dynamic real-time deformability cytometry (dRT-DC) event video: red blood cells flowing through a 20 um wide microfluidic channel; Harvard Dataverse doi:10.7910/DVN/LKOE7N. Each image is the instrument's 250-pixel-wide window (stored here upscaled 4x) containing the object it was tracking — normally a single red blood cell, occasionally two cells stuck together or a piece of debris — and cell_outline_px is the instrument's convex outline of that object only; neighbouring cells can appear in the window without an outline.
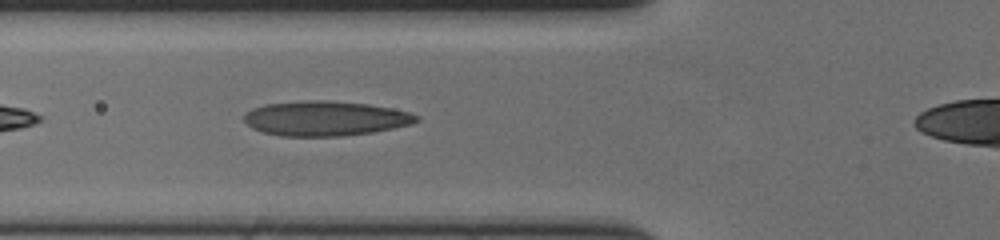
{"species": "human", "species_latin": "Homo sapiens", "temperature_condition": "cold", "stored_images_in_passage": 41, "camera_frame_rate_fps": 3000, "um_per_image_px": 0.085, "donor": {"sex": "female"}, "frame": {"image": 1, "passage_image": 10, "time_ms": 3.0, "image_size_px": [1000, 240], "cell_outline_px": [[420, 120], [412, 124], [372, 132], [340, 136], [280, 136], [260, 132], [252, 128], [244, 120], [244, 112], [252, 108], [264, 104], [304, 100], [332, 100], [368, 104], [392, 108], [408, 112], [420, 116]], "centroid_in_image_um": [27.62, 10.06], "position_along_channel_um": 98.2, "area_um2": 35.26}}
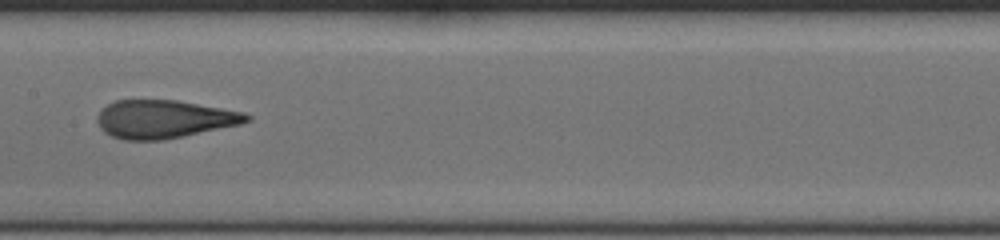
{"frame": {"image": 2, "passage_image": 18, "time_ms": 5.667, "image_size_px": [1000, 240], "cell_outline_px": [[252, 120], [240, 124], [164, 140], [124, 140], [112, 136], [104, 132], [100, 128], [96, 120], [96, 116], [108, 104], [116, 100], [176, 100], [244, 112], [252, 116]], "centroid_in_image_um": [13.94, 10.13], "position_along_channel_um": 193.5, "area_um2": 33.12}}
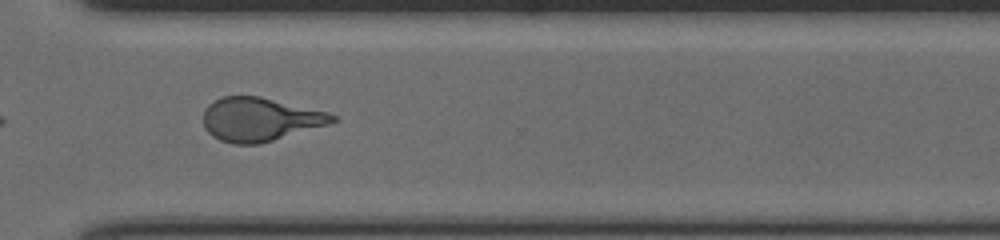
{"frame": {"image": 3, "passage_image": 31, "time_ms": 10.0, "image_size_px": [1000, 240], "cell_outline_px": [[336, 120], [328, 124], [260, 144], [232, 144], [220, 140], [212, 136], [204, 128], [204, 108], [208, 104], [224, 96], [260, 96], [328, 112], [336, 116]], "centroid_in_image_um": [22.06, 10.15], "position_along_channel_um": 348.5, "area_um2": 32.66}, "authors_computed_cell_mechanics": {"area_um2": 33.4662, "velocity_mm_per_s": 3.5721, "shape_relaxation_time_tau1_ms": 9.3327, "shape_relaxation_time_tau2_ms": 1.3145, "deformation_change_tau1": 0.2946, "deformation_change_tau2": 0.1001}}